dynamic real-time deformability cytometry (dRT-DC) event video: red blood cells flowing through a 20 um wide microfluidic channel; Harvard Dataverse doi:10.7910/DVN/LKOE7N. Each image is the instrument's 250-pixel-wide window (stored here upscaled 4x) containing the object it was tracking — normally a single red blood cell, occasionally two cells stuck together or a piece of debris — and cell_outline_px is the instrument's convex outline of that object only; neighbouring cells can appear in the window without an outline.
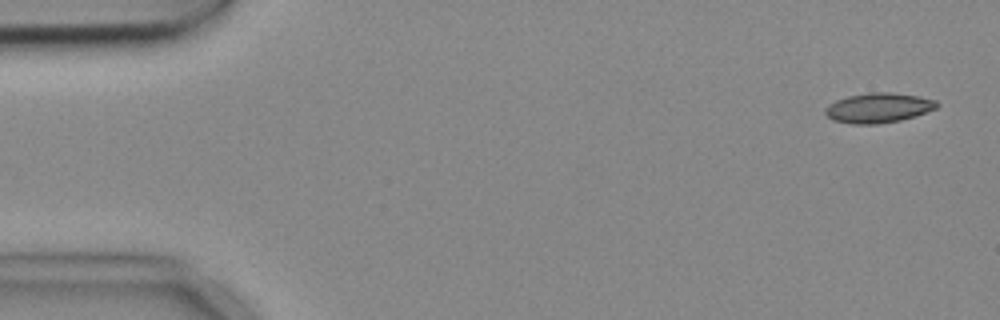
{"species": "common noctule bat (a hibernating species)", "species_latin": "Nyctalus noctula", "temperature_condition": "cold", "stored_images_in_passage": 5, "camera_frame_rate_fps": 3000, "um_per_image_px": 0.085, "animal": {"sex": "female", "body_mass_g": 18.4}, "frame": {"image": 1, "passage_image": 1, "time_ms": 0.0, "image_size_px": [1000, 320], "cell_outline_px": [[940, 104], [936, 108], [916, 116], [900, 120], [876, 124], [852, 124], [832, 120], [824, 112], [824, 108], [828, 104], [836, 100], [848, 96], [868, 92], [892, 92], [916, 96], [936, 100]], "centroid_in_image_um": [74.64, 9.16], "position_along_channel_um": 10.4, "area_um2": 19.48}}